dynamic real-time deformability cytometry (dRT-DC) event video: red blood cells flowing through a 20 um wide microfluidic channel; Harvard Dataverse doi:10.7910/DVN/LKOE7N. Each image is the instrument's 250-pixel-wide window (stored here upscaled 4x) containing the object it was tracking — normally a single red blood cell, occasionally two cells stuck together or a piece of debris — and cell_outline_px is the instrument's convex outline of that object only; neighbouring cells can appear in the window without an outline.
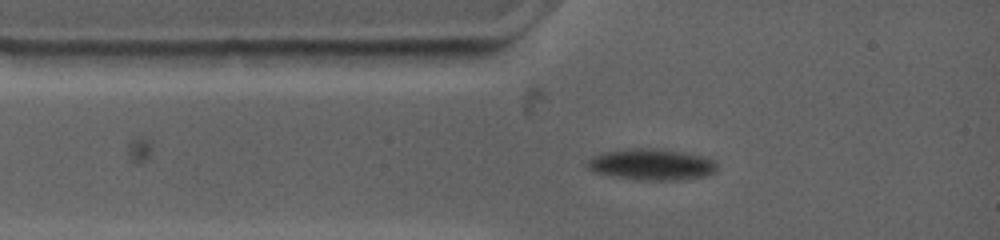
{"species": "common noctule bat (a hibernating species)", "species_latin": "Nyctalus noctula", "temperature_condition": "warm", "stored_images_in_passage": 5, "camera_frame_rate_fps": 4500, "um_per_image_px": 0.085, "animal": {"sex": "female", "body_mass_g": 19.0, "forearm_length_mm": 53.3}, "frame": {"image": 1, "passage_image": 1, "time_ms": 0.0, "image_size_px": [1000, 240], "cell_outline_px": [[716, 172], [708, 176], [680, 180], [636, 180], [596, 172], [588, 168], [588, 160], [604, 152], [640, 148], [652, 148], [680, 152], [700, 156], [716, 160]], "centroid_in_image_um": [55.45, 14.0], "position_along_channel_um": 29.5, "area_um2": 23.24}}
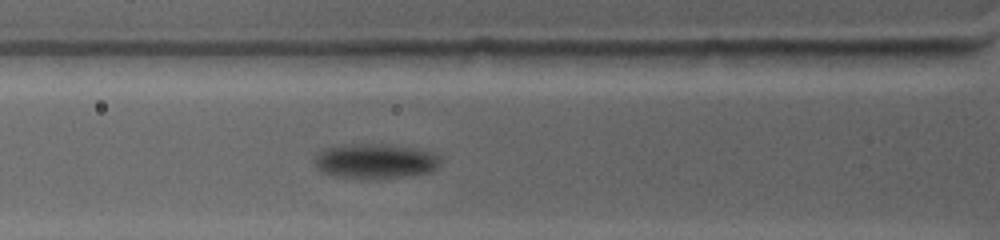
{"frame": {"image": 2, "passage_image": 3, "time_ms": 2.0, "image_size_px": [1000, 240], "cell_outline_px": [[436, 168], [432, 172], [404, 176], [332, 176], [324, 172], [316, 164], [316, 156], [320, 152], [328, 148], [356, 144], [376, 144], [404, 148], [424, 152], [436, 156]], "centroid_in_image_um": [31.83, 13.69], "position_along_channel_um": 94.0, "area_um2": 23.41}}
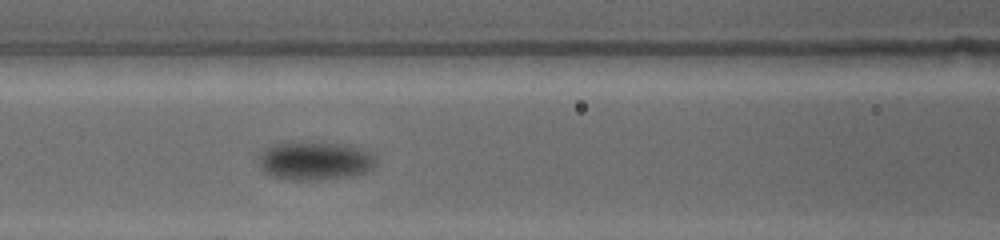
{"frame": {"image": 3, "passage_image": 5, "time_ms": 3.333, "image_size_px": [1000, 240], "cell_outline_px": [[372, 164], [368, 168], [360, 172], [348, 176], [320, 180], [292, 180], [276, 176], [264, 172], [260, 168], [260, 156], [268, 148], [276, 144], [328, 144], [352, 148], [368, 152]], "centroid_in_image_um": [26.63, 13.72], "position_along_channel_um": 140.0, "area_um2": 24.16}}